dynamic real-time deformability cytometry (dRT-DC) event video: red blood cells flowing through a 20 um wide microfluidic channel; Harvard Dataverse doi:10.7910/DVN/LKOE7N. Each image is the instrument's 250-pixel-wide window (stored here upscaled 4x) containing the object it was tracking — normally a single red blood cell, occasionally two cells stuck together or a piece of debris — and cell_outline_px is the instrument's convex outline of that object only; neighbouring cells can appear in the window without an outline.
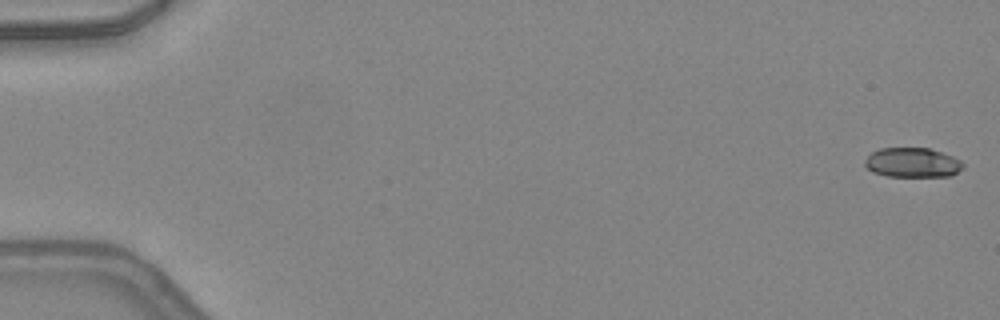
{"species": "common noctule bat (a hibernating species)", "species_latin": "Nyctalus noctula", "temperature_condition": "warm", "stored_images_in_passage": 22, "camera_frame_rate_fps": 3000, "um_per_image_px": 0.085, "animal": {"sex": "female", "body_mass_g": 24.6, "forearm_length_mm": 56.2}, "frame": {"image": 1, "passage_image": 1, "time_ms": 0.0, "image_size_px": [1000, 320], "cell_outline_px": [[964, 168], [952, 176], [888, 176], [872, 172], [864, 164], [864, 160], [872, 152], [880, 148], [928, 148], [952, 156], [960, 160], [964, 164]], "centroid_in_image_um": [77.57, 13.82], "position_along_channel_um": 7.4, "area_um2": 16.94}}
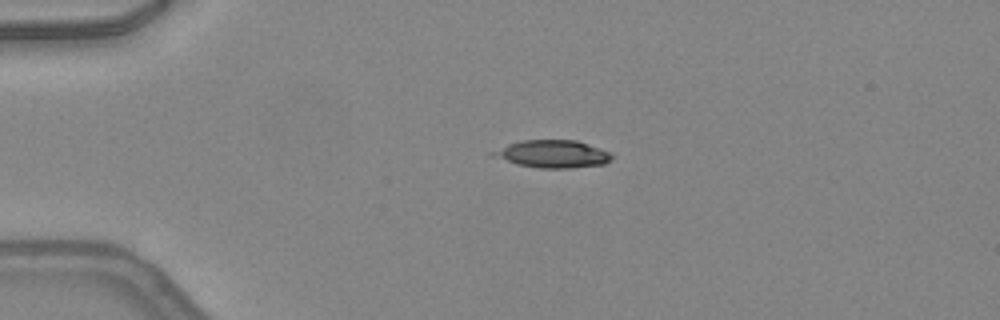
{"frame": {"image": 2, "passage_image": 12, "time_ms": 3.667, "image_size_px": [1000, 320], "cell_outline_px": [[612, 156], [604, 164], [572, 168], [540, 168], [516, 164], [492, 156], [488, 152], [508, 144], [520, 140], [576, 140], [612, 152]], "centroid_in_image_um": [46.94, 13.08], "position_along_channel_um": 38.1, "area_um2": 19.13}}
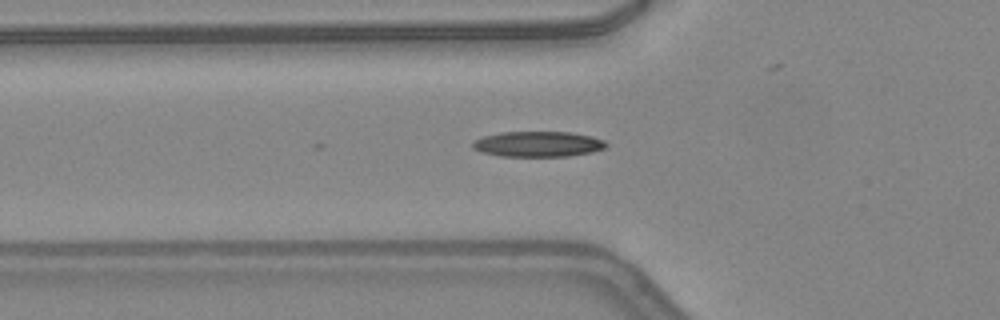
{"frame": {"image": 3, "passage_image": 18, "time_ms": 5.667, "image_size_px": [1000, 320], "cell_outline_px": [[608, 144], [604, 148], [592, 152], [568, 156], [500, 156], [480, 152], [472, 148], [472, 144], [476, 140], [484, 136], [500, 132], [568, 132], [592, 136], [604, 140]], "centroid_in_image_um": [45.73, 12.25], "position_along_channel_um": 80.1, "area_um2": 19.77}}